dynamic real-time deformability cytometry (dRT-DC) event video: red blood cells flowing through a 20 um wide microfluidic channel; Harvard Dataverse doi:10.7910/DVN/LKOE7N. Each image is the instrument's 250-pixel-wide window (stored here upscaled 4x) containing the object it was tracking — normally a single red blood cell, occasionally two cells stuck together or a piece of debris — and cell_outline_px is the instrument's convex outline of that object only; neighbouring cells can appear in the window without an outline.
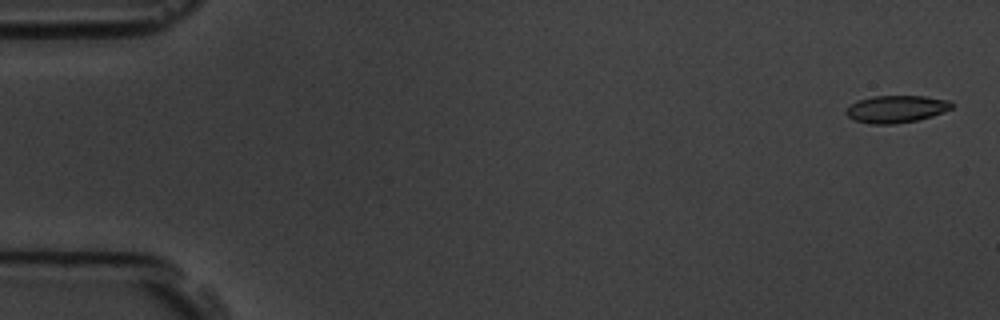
{"species": "common noctule bat (a hibernating species)", "species_latin": "Nyctalus noctula", "temperature_condition": "room temperature", "stored_images_in_passage": 6, "segment_of_instrument_passage": [1, 2], "camera_frame_rate_fps": 3000, "um_per_image_px": 0.085, "animal": {"sex": "male", "body_mass_g": 19.5, "forearm_length_mm": 54.6}, "frame": {"image": 1, "passage_image": 1, "time_ms": 0.0, "image_size_px": [1000, 320], "cell_outline_px": [[956, 104], [952, 108], [944, 112], [932, 116], [916, 120], [896, 124], [872, 124], [852, 120], [844, 112], [856, 100], [872, 96], [924, 96], [952, 100]], "centroid_in_image_um": [76.21, 9.26], "position_along_channel_um": 8.8, "area_um2": 17.05}}
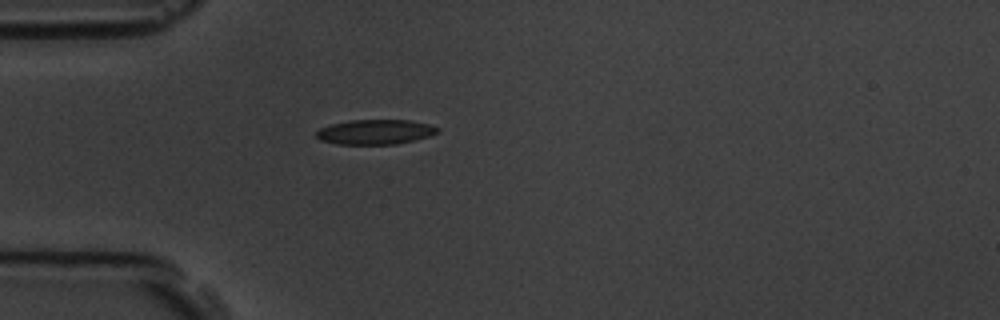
{"frame": {"image": 2, "passage_image": 5, "time_ms": 4.667, "image_size_px": [1000, 320], "cell_outline_px": [[440, 132], [428, 136], [396, 144], [336, 144], [320, 140], [316, 136], [316, 132], [320, 128], [332, 124], [352, 120], [408, 120], [428, 124], [440, 128]], "centroid_in_image_um": [31.89, 11.21], "position_along_channel_um": 53.1, "area_um2": 17.4}}